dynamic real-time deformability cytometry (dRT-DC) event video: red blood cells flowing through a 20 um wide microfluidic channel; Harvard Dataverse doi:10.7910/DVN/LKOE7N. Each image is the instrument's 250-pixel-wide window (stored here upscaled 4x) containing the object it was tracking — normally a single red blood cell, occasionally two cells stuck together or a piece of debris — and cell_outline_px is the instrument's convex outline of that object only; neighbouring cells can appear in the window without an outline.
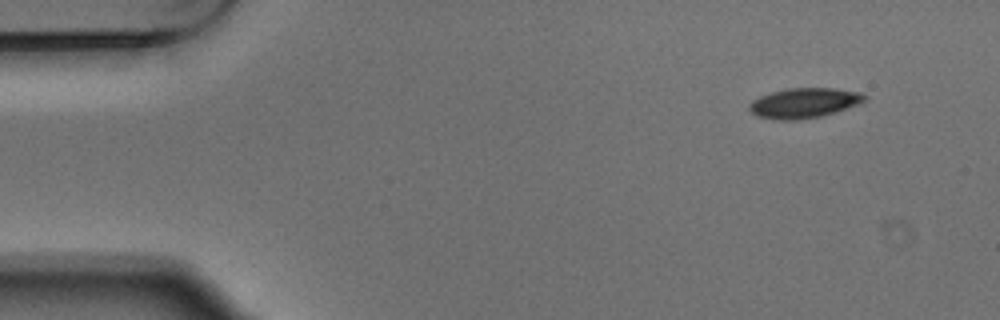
{"species": "Egyptian fruit bat (a non-hibernating species)", "species_latin": "Rousettus aegyptiacus", "temperature_condition": "warm", "stored_images_in_passage": 4, "camera_frame_rate_fps": 3000, "um_per_image_px": 0.085, "animal": {"sex": "male"}, "frame": {"image": 1, "passage_image": 1, "time_ms": 0.0, "image_size_px": [1000, 320], "cell_outline_px": [[868, 100], [820, 116], [792, 120], [780, 120], [756, 116], [748, 108], [748, 104], [752, 100], [760, 96], [772, 92], [788, 88], [836, 88], [860, 92], [868, 96]], "centroid_in_image_um": [68.32, 8.73], "position_along_channel_um": 16.7, "area_um2": 19.94}}
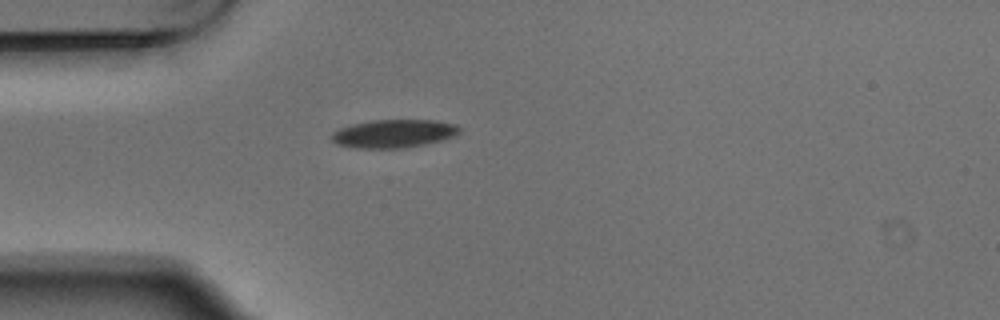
{"frame": {"image": 2, "passage_image": 4, "time_ms": 1.0, "image_size_px": [1000, 320], "cell_outline_px": [[460, 132], [452, 136], [440, 140], [424, 144], [404, 148], [356, 148], [336, 144], [332, 140], [332, 132], [340, 128], [352, 124], [372, 120], [436, 120], [456, 124], [460, 128]], "centroid_in_image_um": [33.45, 11.35], "position_along_channel_um": 51.6, "area_um2": 20.92}}